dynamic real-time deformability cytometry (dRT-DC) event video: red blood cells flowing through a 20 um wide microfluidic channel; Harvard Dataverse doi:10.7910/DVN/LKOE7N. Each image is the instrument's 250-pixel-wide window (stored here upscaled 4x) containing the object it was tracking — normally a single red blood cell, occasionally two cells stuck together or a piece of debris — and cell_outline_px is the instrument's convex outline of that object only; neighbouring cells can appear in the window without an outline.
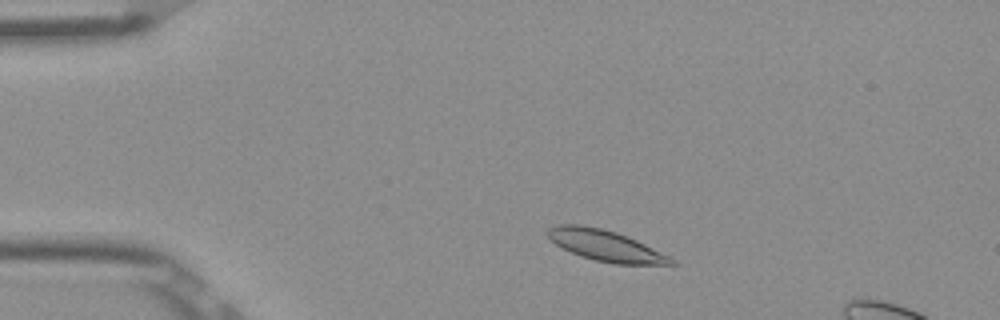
{"species": "Egyptian fruit bat (a non-hibernating species)", "species_latin": "Rousettus aegyptiacus", "temperature_condition": "room temperature", "stored_images_in_passage": 12, "camera_frame_rate_fps": 3000, "um_per_image_px": 0.085, "frame": {"image": 1, "passage_image": 6, "time_ms": 1.667, "image_size_px": [1000, 320], "cell_outline_px": [[680, 264], [616, 264], [596, 260], [580, 256], [556, 244], [548, 236], [548, 228], [560, 224], [580, 224], [600, 228], [616, 232], [636, 240], [676, 260]], "centroid_in_image_um": [51.48, 20.87], "position_along_channel_um": 33.5, "area_um2": 21.85}}